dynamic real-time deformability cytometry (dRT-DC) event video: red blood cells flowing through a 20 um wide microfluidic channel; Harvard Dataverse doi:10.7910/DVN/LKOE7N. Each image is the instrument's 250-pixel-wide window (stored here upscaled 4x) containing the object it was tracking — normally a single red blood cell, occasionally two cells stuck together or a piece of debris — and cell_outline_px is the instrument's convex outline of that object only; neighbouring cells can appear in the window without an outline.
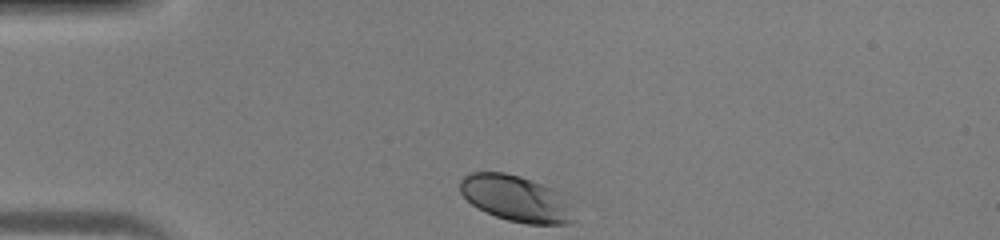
{"species": "human", "species_latin": "Homo sapiens", "temperature_condition": "warm", "stored_images_in_passage": 28, "camera_frame_rate_fps": 3000, "um_per_image_px": 0.085, "donor": {"sex": "male"}, "frame": {"image": 1, "passage_image": 1, "time_ms": 0.0, "image_size_px": [1000, 240], "cell_outline_px": [[576, 220], [572, 224], [528, 224], [508, 220], [496, 216], [472, 204], [460, 192], [460, 180], [468, 172], [504, 172], [520, 176], [564, 192]], "centroid_in_image_um": [43.92, 16.87], "position_along_channel_um": 41.1, "area_um2": 30.81}}
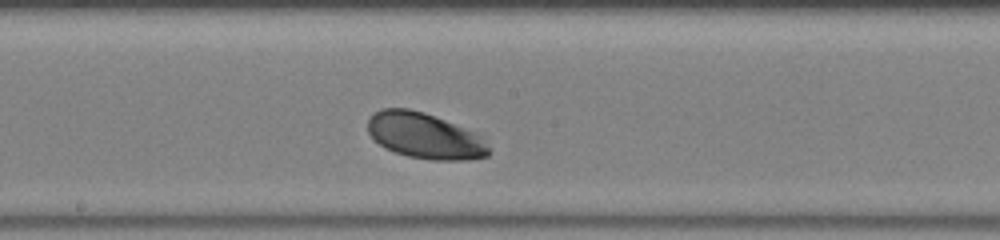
{"frame": {"image": 2, "passage_image": 15, "time_ms": 4.667, "image_size_px": [1000, 240], "cell_outline_px": [[488, 156], [468, 160], [432, 160], [408, 156], [396, 152], [380, 144], [368, 132], [368, 120], [380, 108], [408, 108], [424, 112], [476, 132], [484, 140], [488, 148]], "centroid_in_image_um": [36.12, 11.54], "position_along_channel_um": 212.1, "area_um2": 31.96}}
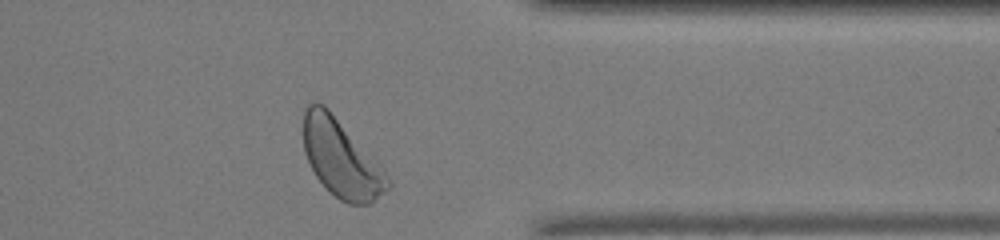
{"frame": {"image": 3, "passage_image": 27, "time_ms": 8.667, "image_size_px": [1000, 240], "cell_outline_px": [[392, 184], [372, 204], [348, 204], [340, 200], [316, 176], [304, 152], [304, 108], [308, 104], [316, 100], [324, 104], [380, 160], [392, 180]], "centroid_in_image_um": [29.08, 13.44], "position_along_channel_um": 382.3, "area_um2": 38.9}}